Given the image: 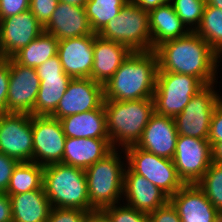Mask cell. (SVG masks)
<instances>
[{
  "mask_svg": "<svg viewBox=\"0 0 222 222\" xmlns=\"http://www.w3.org/2000/svg\"><path fill=\"white\" fill-rule=\"evenodd\" d=\"M31 126L33 162L43 167L61 163L66 135L60 120L51 116L31 115Z\"/></svg>",
  "mask_w": 222,
  "mask_h": 222,
  "instance_id": "obj_12",
  "label": "cell"
},
{
  "mask_svg": "<svg viewBox=\"0 0 222 222\" xmlns=\"http://www.w3.org/2000/svg\"><path fill=\"white\" fill-rule=\"evenodd\" d=\"M148 215L151 222H181L176 208L170 201Z\"/></svg>",
  "mask_w": 222,
  "mask_h": 222,
  "instance_id": "obj_40",
  "label": "cell"
},
{
  "mask_svg": "<svg viewBox=\"0 0 222 222\" xmlns=\"http://www.w3.org/2000/svg\"><path fill=\"white\" fill-rule=\"evenodd\" d=\"M43 172L44 167L36 162H19L13 170L6 194L11 196L41 189Z\"/></svg>",
  "mask_w": 222,
  "mask_h": 222,
  "instance_id": "obj_28",
  "label": "cell"
},
{
  "mask_svg": "<svg viewBox=\"0 0 222 222\" xmlns=\"http://www.w3.org/2000/svg\"><path fill=\"white\" fill-rule=\"evenodd\" d=\"M40 83L36 68L20 65L10 57L7 113L31 114L34 110Z\"/></svg>",
  "mask_w": 222,
  "mask_h": 222,
  "instance_id": "obj_13",
  "label": "cell"
},
{
  "mask_svg": "<svg viewBox=\"0 0 222 222\" xmlns=\"http://www.w3.org/2000/svg\"><path fill=\"white\" fill-rule=\"evenodd\" d=\"M30 0H0V21L29 10Z\"/></svg>",
  "mask_w": 222,
  "mask_h": 222,
  "instance_id": "obj_38",
  "label": "cell"
},
{
  "mask_svg": "<svg viewBox=\"0 0 222 222\" xmlns=\"http://www.w3.org/2000/svg\"><path fill=\"white\" fill-rule=\"evenodd\" d=\"M44 32L58 40L94 33L83 6L70 5L61 1L58 2L51 18L44 26Z\"/></svg>",
  "mask_w": 222,
  "mask_h": 222,
  "instance_id": "obj_20",
  "label": "cell"
},
{
  "mask_svg": "<svg viewBox=\"0 0 222 222\" xmlns=\"http://www.w3.org/2000/svg\"><path fill=\"white\" fill-rule=\"evenodd\" d=\"M59 120L66 137L109 139L104 105Z\"/></svg>",
  "mask_w": 222,
  "mask_h": 222,
  "instance_id": "obj_24",
  "label": "cell"
},
{
  "mask_svg": "<svg viewBox=\"0 0 222 222\" xmlns=\"http://www.w3.org/2000/svg\"><path fill=\"white\" fill-rule=\"evenodd\" d=\"M208 141L211 144V147L217 142H222V100L213 111Z\"/></svg>",
  "mask_w": 222,
  "mask_h": 222,
  "instance_id": "obj_39",
  "label": "cell"
},
{
  "mask_svg": "<svg viewBox=\"0 0 222 222\" xmlns=\"http://www.w3.org/2000/svg\"><path fill=\"white\" fill-rule=\"evenodd\" d=\"M206 4L222 9V0H206Z\"/></svg>",
  "mask_w": 222,
  "mask_h": 222,
  "instance_id": "obj_47",
  "label": "cell"
},
{
  "mask_svg": "<svg viewBox=\"0 0 222 222\" xmlns=\"http://www.w3.org/2000/svg\"><path fill=\"white\" fill-rule=\"evenodd\" d=\"M134 1L139 7L143 8L144 10L150 11L158 6L163 5L168 0H132Z\"/></svg>",
  "mask_w": 222,
  "mask_h": 222,
  "instance_id": "obj_43",
  "label": "cell"
},
{
  "mask_svg": "<svg viewBox=\"0 0 222 222\" xmlns=\"http://www.w3.org/2000/svg\"><path fill=\"white\" fill-rule=\"evenodd\" d=\"M0 153L13 157L19 162H33L31 114L0 115Z\"/></svg>",
  "mask_w": 222,
  "mask_h": 222,
  "instance_id": "obj_11",
  "label": "cell"
},
{
  "mask_svg": "<svg viewBox=\"0 0 222 222\" xmlns=\"http://www.w3.org/2000/svg\"><path fill=\"white\" fill-rule=\"evenodd\" d=\"M129 0H88L84 5L92 31L98 34Z\"/></svg>",
  "mask_w": 222,
  "mask_h": 222,
  "instance_id": "obj_29",
  "label": "cell"
},
{
  "mask_svg": "<svg viewBox=\"0 0 222 222\" xmlns=\"http://www.w3.org/2000/svg\"><path fill=\"white\" fill-rule=\"evenodd\" d=\"M205 85L191 75L157 71L153 100L155 113L175 117Z\"/></svg>",
  "mask_w": 222,
  "mask_h": 222,
  "instance_id": "obj_7",
  "label": "cell"
},
{
  "mask_svg": "<svg viewBox=\"0 0 222 222\" xmlns=\"http://www.w3.org/2000/svg\"><path fill=\"white\" fill-rule=\"evenodd\" d=\"M43 188L52 208L90 211L85 170L64 163L44 167Z\"/></svg>",
  "mask_w": 222,
  "mask_h": 222,
  "instance_id": "obj_4",
  "label": "cell"
},
{
  "mask_svg": "<svg viewBox=\"0 0 222 222\" xmlns=\"http://www.w3.org/2000/svg\"><path fill=\"white\" fill-rule=\"evenodd\" d=\"M39 79L41 83L31 115L51 116L72 78L67 74H51L43 75Z\"/></svg>",
  "mask_w": 222,
  "mask_h": 222,
  "instance_id": "obj_26",
  "label": "cell"
},
{
  "mask_svg": "<svg viewBox=\"0 0 222 222\" xmlns=\"http://www.w3.org/2000/svg\"><path fill=\"white\" fill-rule=\"evenodd\" d=\"M121 150H125L126 166L147 178L169 198L185 185L179 178L172 159L159 157L136 145Z\"/></svg>",
  "mask_w": 222,
  "mask_h": 222,
  "instance_id": "obj_8",
  "label": "cell"
},
{
  "mask_svg": "<svg viewBox=\"0 0 222 222\" xmlns=\"http://www.w3.org/2000/svg\"><path fill=\"white\" fill-rule=\"evenodd\" d=\"M218 222H222V212H219V215H218Z\"/></svg>",
  "mask_w": 222,
  "mask_h": 222,
  "instance_id": "obj_48",
  "label": "cell"
},
{
  "mask_svg": "<svg viewBox=\"0 0 222 222\" xmlns=\"http://www.w3.org/2000/svg\"><path fill=\"white\" fill-rule=\"evenodd\" d=\"M87 222H112L103 210L90 211Z\"/></svg>",
  "mask_w": 222,
  "mask_h": 222,
  "instance_id": "obj_44",
  "label": "cell"
},
{
  "mask_svg": "<svg viewBox=\"0 0 222 222\" xmlns=\"http://www.w3.org/2000/svg\"><path fill=\"white\" fill-rule=\"evenodd\" d=\"M212 162L222 164V142H217L211 147Z\"/></svg>",
  "mask_w": 222,
  "mask_h": 222,
  "instance_id": "obj_45",
  "label": "cell"
},
{
  "mask_svg": "<svg viewBox=\"0 0 222 222\" xmlns=\"http://www.w3.org/2000/svg\"><path fill=\"white\" fill-rule=\"evenodd\" d=\"M38 77L51 74H66L63 70L58 55L51 57L46 62L36 68Z\"/></svg>",
  "mask_w": 222,
  "mask_h": 222,
  "instance_id": "obj_41",
  "label": "cell"
},
{
  "mask_svg": "<svg viewBox=\"0 0 222 222\" xmlns=\"http://www.w3.org/2000/svg\"><path fill=\"white\" fill-rule=\"evenodd\" d=\"M151 51L161 43L185 36L190 30L177 16L172 5L167 1L149 11Z\"/></svg>",
  "mask_w": 222,
  "mask_h": 222,
  "instance_id": "obj_25",
  "label": "cell"
},
{
  "mask_svg": "<svg viewBox=\"0 0 222 222\" xmlns=\"http://www.w3.org/2000/svg\"><path fill=\"white\" fill-rule=\"evenodd\" d=\"M59 1L70 5H78L84 7V5L87 3L88 0H59Z\"/></svg>",
  "mask_w": 222,
  "mask_h": 222,
  "instance_id": "obj_46",
  "label": "cell"
},
{
  "mask_svg": "<svg viewBox=\"0 0 222 222\" xmlns=\"http://www.w3.org/2000/svg\"><path fill=\"white\" fill-rule=\"evenodd\" d=\"M158 71L154 50L132 52L104 84V100L130 101L153 98Z\"/></svg>",
  "mask_w": 222,
  "mask_h": 222,
  "instance_id": "obj_2",
  "label": "cell"
},
{
  "mask_svg": "<svg viewBox=\"0 0 222 222\" xmlns=\"http://www.w3.org/2000/svg\"><path fill=\"white\" fill-rule=\"evenodd\" d=\"M178 132L173 117L154 114L136 146L159 157L173 159Z\"/></svg>",
  "mask_w": 222,
  "mask_h": 222,
  "instance_id": "obj_17",
  "label": "cell"
},
{
  "mask_svg": "<svg viewBox=\"0 0 222 222\" xmlns=\"http://www.w3.org/2000/svg\"><path fill=\"white\" fill-rule=\"evenodd\" d=\"M44 32L30 10L0 21V58H10Z\"/></svg>",
  "mask_w": 222,
  "mask_h": 222,
  "instance_id": "obj_15",
  "label": "cell"
},
{
  "mask_svg": "<svg viewBox=\"0 0 222 222\" xmlns=\"http://www.w3.org/2000/svg\"><path fill=\"white\" fill-rule=\"evenodd\" d=\"M117 152L114 148L104 158L85 169L90 211L103 210L116 203L118 205L122 199L127 163L124 165L121 161L123 157Z\"/></svg>",
  "mask_w": 222,
  "mask_h": 222,
  "instance_id": "obj_5",
  "label": "cell"
},
{
  "mask_svg": "<svg viewBox=\"0 0 222 222\" xmlns=\"http://www.w3.org/2000/svg\"><path fill=\"white\" fill-rule=\"evenodd\" d=\"M169 201L176 208L181 222H218V210L197 184H185Z\"/></svg>",
  "mask_w": 222,
  "mask_h": 222,
  "instance_id": "obj_18",
  "label": "cell"
},
{
  "mask_svg": "<svg viewBox=\"0 0 222 222\" xmlns=\"http://www.w3.org/2000/svg\"><path fill=\"white\" fill-rule=\"evenodd\" d=\"M104 104V86L91 78L71 79L51 117L62 119L100 108Z\"/></svg>",
  "mask_w": 222,
  "mask_h": 222,
  "instance_id": "obj_14",
  "label": "cell"
},
{
  "mask_svg": "<svg viewBox=\"0 0 222 222\" xmlns=\"http://www.w3.org/2000/svg\"><path fill=\"white\" fill-rule=\"evenodd\" d=\"M58 2L59 0H30L29 10L44 27L55 11Z\"/></svg>",
  "mask_w": 222,
  "mask_h": 222,
  "instance_id": "obj_35",
  "label": "cell"
},
{
  "mask_svg": "<svg viewBox=\"0 0 222 222\" xmlns=\"http://www.w3.org/2000/svg\"><path fill=\"white\" fill-rule=\"evenodd\" d=\"M197 185L218 212H222V164L212 162Z\"/></svg>",
  "mask_w": 222,
  "mask_h": 222,
  "instance_id": "obj_31",
  "label": "cell"
},
{
  "mask_svg": "<svg viewBox=\"0 0 222 222\" xmlns=\"http://www.w3.org/2000/svg\"><path fill=\"white\" fill-rule=\"evenodd\" d=\"M9 90V58H0V115L7 113L6 100Z\"/></svg>",
  "mask_w": 222,
  "mask_h": 222,
  "instance_id": "obj_37",
  "label": "cell"
},
{
  "mask_svg": "<svg viewBox=\"0 0 222 222\" xmlns=\"http://www.w3.org/2000/svg\"><path fill=\"white\" fill-rule=\"evenodd\" d=\"M103 105L107 133L112 147L116 149L120 146L124 149L136 145L155 114L153 98L130 101L104 100Z\"/></svg>",
  "mask_w": 222,
  "mask_h": 222,
  "instance_id": "obj_3",
  "label": "cell"
},
{
  "mask_svg": "<svg viewBox=\"0 0 222 222\" xmlns=\"http://www.w3.org/2000/svg\"><path fill=\"white\" fill-rule=\"evenodd\" d=\"M173 163L184 184H197L212 163L208 139L178 135Z\"/></svg>",
  "mask_w": 222,
  "mask_h": 222,
  "instance_id": "obj_10",
  "label": "cell"
},
{
  "mask_svg": "<svg viewBox=\"0 0 222 222\" xmlns=\"http://www.w3.org/2000/svg\"><path fill=\"white\" fill-rule=\"evenodd\" d=\"M98 35L125 45L132 52L151 51L149 11L129 0Z\"/></svg>",
  "mask_w": 222,
  "mask_h": 222,
  "instance_id": "obj_6",
  "label": "cell"
},
{
  "mask_svg": "<svg viewBox=\"0 0 222 222\" xmlns=\"http://www.w3.org/2000/svg\"><path fill=\"white\" fill-rule=\"evenodd\" d=\"M18 163L17 159L0 153V192L6 193L13 170Z\"/></svg>",
  "mask_w": 222,
  "mask_h": 222,
  "instance_id": "obj_36",
  "label": "cell"
},
{
  "mask_svg": "<svg viewBox=\"0 0 222 222\" xmlns=\"http://www.w3.org/2000/svg\"><path fill=\"white\" fill-rule=\"evenodd\" d=\"M89 213L78 208H52L47 222H87Z\"/></svg>",
  "mask_w": 222,
  "mask_h": 222,
  "instance_id": "obj_34",
  "label": "cell"
},
{
  "mask_svg": "<svg viewBox=\"0 0 222 222\" xmlns=\"http://www.w3.org/2000/svg\"><path fill=\"white\" fill-rule=\"evenodd\" d=\"M113 149L110 139L66 137L61 163L85 170Z\"/></svg>",
  "mask_w": 222,
  "mask_h": 222,
  "instance_id": "obj_22",
  "label": "cell"
},
{
  "mask_svg": "<svg viewBox=\"0 0 222 222\" xmlns=\"http://www.w3.org/2000/svg\"><path fill=\"white\" fill-rule=\"evenodd\" d=\"M168 2L182 23L187 26L186 28L190 31L196 30L200 24L206 0H168Z\"/></svg>",
  "mask_w": 222,
  "mask_h": 222,
  "instance_id": "obj_32",
  "label": "cell"
},
{
  "mask_svg": "<svg viewBox=\"0 0 222 222\" xmlns=\"http://www.w3.org/2000/svg\"><path fill=\"white\" fill-rule=\"evenodd\" d=\"M95 33L58 41L57 55L63 70L72 79L91 78Z\"/></svg>",
  "mask_w": 222,
  "mask_h": 222,
  "instance_id": "obj_16",
  "label": "cell"
},
{
  "mask_svg": "<svg viewBox=\"0 0 222 222\" xmlns=\"http://www.w3.org/2000/svg\"><path fill=\"white\" fill-rule=\"evenodd\" d=\"M123 197L126 205L149 214L169 201V197L142 175L128 166L124 171Z\"/></svg>",
  "mask_w": 222,
  "mask_h": 222,
  "instance_id": "obj_19",
  "label": "cell"
},
{
  "mask_svg": "<svg viewBox=\"0 0 222 222\" xmlns=\"http://www.w3.org/2000/svg\"><path fill=\"white\" fill-rule=\"evenodd\" d=\"M221 57L222 55V9L205 5L199 26L194 30Z\"/></svg>",
  "mask_w": 222,
  "mask_h": 222,
  "instance_id": "obj_30",
  "label": "cell"
},
{
  "mask_svg": "<svg viewBox=\"0 0 222 222\" xmlns=\"http://www.w3.org/2000/svg\"><path fill=\"white\" fill-rule=\"evenodd\" d=\"M12 222H47L52 209L44 188L9 196Z\"/></svg>",
  "mask_w": 222,
  "mask_h": 222,
  "instance_id": "obj_23",
  "label": "cell"
},
{
  "mask_svg": "<svg viewBox=\"0 0 222 222\" xmlns=\"http://www.w3.org/2000/svg\"><path fill=\"white\" fill-rule=\"evenodd\" d=\"M123 206V207H122ZM112 222H151L148 214L126 204H114L103 209Z\"/></svg>",
  "mask_w": 222,
  "mask_h": 222,
  "instance_id": "obj_33",
  "label": "cell"
},
{
  "mask_svg": "<svg viewBox=\"0 0 222 222\" xmlns=\"http://www.w3.org/2000/svg\"><path fill=\"white\" fill-rule=\"evenodd\" d=\"M131 53L125 45L104 39L95 33L91 79L106 84Z\"/></svg>",
  "mask_w": 222,
  "mask_h": 222,
  "instance_id": "obj_21",
  "label": "cell"
},
{
  "mask_svg": "<svg viewBox=\"0 0 222 222\" xmlns=\"http://www.w3.org/2000/svg\"><path fill=\"white\" fill-rule=\"evenodd\" d=\"M58 41L53 35L43 32L28 46L21 48L12 58L20 65L37 68L57 55Z\"/></svg>",
  "mask_w": 222,
  "mask_h": 222,
  "instance_id": "obj_27",
  "label": "cell"
},
{
  "mask_svg": "<svg viewBox=\"0 0 222 222\" xmlns=\"http://www.w3.org/2000/svg\"><path fill=\"white\" fill-rule=\"evenodd\" d=\"M221 100L214 84L201 89L190 99L183 111L174 117L178 135L208 139L211 117Z\"/></svg>",
  "mask_w": 222,
  "mask_h": 222,
  "instance_id": "obj_9",
  "label": "cell"
},
{
  "mask_svg": "<svg viewBox=\"0 0 222 222\" xmlns=\"http://www.w3.org/2000/svg\"><path fill=\"white\" fill-rule=\"evenodd\" d=\"M0 222H12L9 196L2 192H0Z\"/></svg>",
  "mask_w": 222,
  "mask_h": 222,
  "instance_id": "obj_42",
  "label": "cell"
},
{
  "mask_svg": "<svg viewBox=\"0 0 222 222\" xmlns=\"http://www.w3.org/2000/svg\"><path fill=\"white\" fill-rule=\"evenodd\" d=\"M158 71L197 77L205 86L215 83L220 55L195 31L158 45Z\"/></svg>",
  "mask_w": 222,
  "mask_h": 222,
  "instance_id": "obj_1",
  "label": "cell"
}]
</instances>
